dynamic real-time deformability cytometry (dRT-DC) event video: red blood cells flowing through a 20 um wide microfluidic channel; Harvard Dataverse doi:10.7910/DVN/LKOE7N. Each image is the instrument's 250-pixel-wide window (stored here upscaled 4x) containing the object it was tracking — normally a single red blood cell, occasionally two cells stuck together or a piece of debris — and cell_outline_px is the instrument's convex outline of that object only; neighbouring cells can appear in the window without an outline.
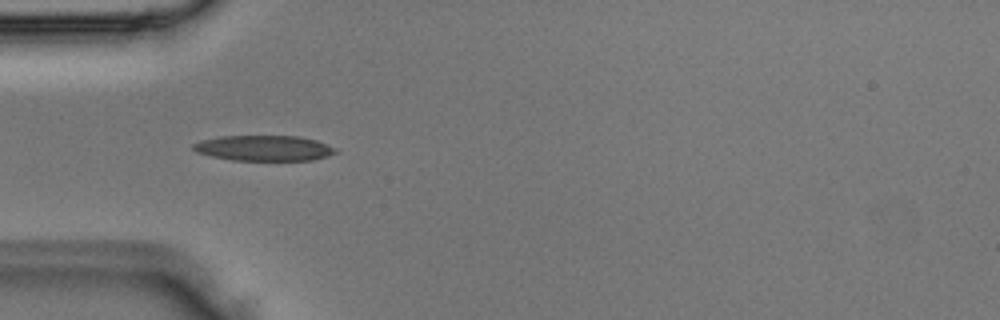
{"species": "Egyptian fruit bat (a non-hibernating species)", "species_latin": "Rousettus aegyptiacus", "temperature_condition": "room temperature", "stored_images_in_passage": 1, "camera_frame_rate_fps": 3000, "um_per_image_px": 0.085, "animal": {"sex": "male"}, "frame": {"image": 1, "passage_image": 1, "time_ms": 0.0, "image_size_px": [1000, 320], "cell_outline_px": [[340, 152], [328, 156], [312, 160], [232, 160], [212, 156], [196, 152], [192, 148], [192, 144], [200, 140], [220, 136], [300, 136], [316, 140], [336, 148]], "centroid_in_image_um": [22.45, 12.58], "position_along_channel_um": 62.5, "area_um2": 21.21}}